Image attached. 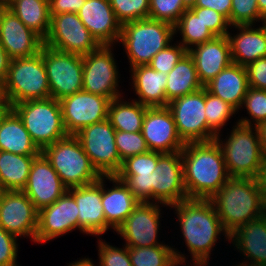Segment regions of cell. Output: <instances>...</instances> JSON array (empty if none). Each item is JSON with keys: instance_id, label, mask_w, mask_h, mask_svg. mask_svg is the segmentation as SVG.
I'll list each match as a JSON object with an SVG mask.
<instances>
[{"instance_id": "6da1fadb", "label": "cell", "mask_w": 266, "mask_h": 266, "mask_svg": "<svg viewBox=\"0 0 266 266\" xmlns=\"http://www.w3.org/2000/svg\"><path fill=\"white\" fill-rule=\"evenodd\" d=\"M175 209L180 231L190 254L191 266H209L211 252L221 235L230 242V234L224 229L209 199H185L168 207ZM220 236V237H219Z\"/></svg>"}, {"instance_id": "7a4b0ae2", "label": "cell", "mask_w": 266, "mask_h": 266, "mask_svg": "<svg viewBox=\"0 0 266 266\" xmlns=\"http://www.w3.org/2000/svg\"><path fill=\"white\" fill-rule=\"evenodd\" d=\"M181 156L188 198L210 199L230 178L222 150L215 140L187 142Z\"/></svg>"}, {"instance_id": "3957f363", "label": "cell", "mask_w": 266, "mask_h": 266, "mask_svg": "<svg viewBox=\"0 0 266 266\" xmlns=\"http://www.w3.org/2000/svg\"><path fill=\"white\" fill-rule=\"evenodd\" d=\"M209 200L229 234L266 213L258 178L230 177Z\"/></svg>"}, {"instance_id": "277c9868", "label": "cell", "mask_w": 266, "mask_h": 266, "mask_svg": "<svg viewBox=\"0 0 266 266\" xmlns=\"http://www.w3.org/2000/svg\"><path fill=\"white\" fill-rule=\"evenodd\" d=\"M223 134L214 139L220 146L230 177L259 178L265 156L257 127L233 125L231 133L223 140Z\"/></svg>"}, {"instance_id": "5b68a950", "label": "cell", "mask_w": 266, "mask_h": 266, "mask_svg": "<svg viewBox=\"0 0 266 266\" xmlns=\"http://www.w3.org/2000/svg\"><path fill=\"white\" fill-rule=\"evenodd\" d=\"M175 37L173 25L146 18L122 24L118 43L122 44L130 68H133L148 65Z\"/></svg>"}, {"instance_id": "8992f818", "label": "cell", "mask_w": 266, "mask_h": 266, "mask_svg": "<svg viewBox=\"0 0 266 266\" xmlns=\"http://www.w3.org/2000/svg\"><path fill=\"white\" fill-rule=\"evenodd\" d=\"M2 94L11 107L26 100L51 98L42 48L36 55L11 59Z\"/></svg>"}, {"instance_id": "52a82bcc", "label": "cell", "mask_w": 266, "mask_h": 266, "mask_svg": "<svg viewBox=\"0 0 266 266\" xmlns=\"http://www.w3.org/2000/svg\"><path fill=\"white\" fill-rule=\"evenodd\" d=\"M41 153L51 163L67 188L92 184L101 177L74 135H68L52 143Z\"/></svg>"}, {"instance_id": "ba28073f", "label": "cell", "mask_w": 266, "mask_h": 266, "mask_svg": "<svg viewBox=\"0 0 266 266\" xmlns=\"http://www.w3.org/2000/svg\"><path fill=\"white\" fill-rule=\"evenodd\" d=\"M21 118L34 143L45 147L68 136L59 100L54 98L26 100L11 107Z\"/></svg>"}, {"instance_id": "9c48e42d", "label": "cell", "mask_w": 266, "mask_h": 266, "mask_svg": "<svg viewBox=\"0 0 266 266\" xmlns=\"http://www.w3.org/2000/svg\"><path fill=\"white\" fill-rule=\"evenodd\" d=\"M115 132L109 120L105 119L86 126L74 135L101 176L115 175L122 165L115 144Z\"/></svg>"}, {"instance_id": "30bf717a", "label": "cell", "mask_w": 266, "mask_h": 266, "mask_svg": "<svg viewBox=\"0 0 266 266\" xmlns=\"http://www.w3.org/2000/svg\"><path fill=\"white\" fill-rule=\"evenodd\" d=\"M113 48V45H101L97 50L83 55V90L110 101L123 95Z\"/></svg>"}, {"instance_id": "8fae6325", "label": "cell", "mask_w": 266, "mask_h": 266, "mask_svg": "<svg viewBox=\"0 0 266 266\" xmlns=\"http://www.w3.org/2000/svg\"><path fill=\"white\" fill-rule=\"evenodd\" d=\"M42 57L47 71L51 98L63 97L83 90V56L62 52L46 45Z\"/></svg>"}, {"instance_id": "7c38bea8", "label": "cell", "mask_w": 266, "mask_h": 266, "mask_svg": "<svg viewBox=\"0 0 266 266\" xmlns=\"http://www.w3.org/2000/svg\"><path fill=\"white\" fill-rule=\"evenodd\" d=\"M180 138L185 142H209L216 134L207 126L205 87L168 103Z\"/></svg>"}, {"instance_id": "4fadbf2b", "label": "cell", "mask_w": 266, "mask_h": 266, "mask_svg": "<svg viewBox=\"0 0 266 266\" xmlns=\"http://www.w3.org/2000/svg\"><path fill=\"white\" fill-rule=\"evenodd\" d=\"M44 45L58 51L86 55L101 45L82 23L77 13L51 16L50 29Z\"/></svg>"}, {"instance_id": "5bb4252c", "label": "cell", "mask_w": 266, "mask_h": 266, "mask_svg": "<svg viewBox=\"0 0 266 266\" xmlns=\"http://www.w3.org/2000/svg\"><path fill=\"white\" fill-rule=\"evenodd\" d=\"M169 207L160 203H143L135 207L127 219L116 229L117 235L125 240L127 247H151L165 244L159 240L161 229V207Z\"/></svg>"}, {"instance_id": "9a60e30c", "label": "cell", "mask_w": 266, "mask_h": 266, "mask_svg": "<svg viewBox=\"0 0 266 266\" xmlns=\"http://www.w3.org/2000/svg\"><path fill=\"white\" fill-rule=\"evenodd\" d=\"M63 124L68 135H75L83 128L107 119L110 100L85 90L59 100Z\"/></svg>"}, {"instance_id": "2e32d148", "label": "cell", "mask_w": 266, "mask_h": 266, "mask_svg": "<svg viewBox=\"0 0 266 266\" xmlns=\"http://www.w3.org/2000/svg\"><path fill=\"white\" fill-rule=\"evenodd\" d=\"M0 227L16 237L32 239L38 227V210L23 191L0 192Z\"/></svg>"}, {"instance_id": "e0dca14e", "label": "cell", "mask_w": 266, "mask_h": 266, "mask_svg": "<svg viewBox=\"0 0 266 266\" xmlns=\"http://www.w3.org/2000/svg\"><path fill=\"white\" fill-rule=\"evenodd\" d=\"M188 199L183 180L181 151L159 153L152 172V203L172 206Z\"/></svg>"}, {"instance_id": "ac0fdd59", "label": "cell", "mask_w": 266, "mask_h": 266, "mask_svg": "<svg viewBox=\"0 0 266 266\" xmlns=\"http://www.w3.org/2000/svg\"><path fill=\"white\" fill-rule=\"evenodd\" d=\"M78 214L74 197L66 191L52 205L38 211L35 244H45L75 229L79 230Z\"/></svg>"}, {"instance_id": "d6986e66", "label": "cell", "mask_w": 266, "mask_h": 266, "mask_svg": "<svg viewBox=\"0 0 266 266\" xmlns=\"http://www.w3.org/2000/svg\"><path fill=\"white\" fill-rule=\"evenodd\" d=\"M141 133L150 151L173 153L186 144L179 136L171 111L167 107L147 108Z\"/></svg>"}, {"instance_id": "ffe728a7", "label": "cell", "mask_w": 266, "mask_h": 266, "mask_svg": "<svg viewBox=\"0 0 266 266\" xmlns=\"http://www.w3.org/2000/svg\"><path fill=\"white\" fill-rule=\"evenodd\" d=\"M67 189L51 163L41 153L33 160L26 186L22 191L39 211L52 205Z\"/></svg>"}, {"instance_id": "44dd1931", "label": "cell", "mask_w": 266, "mask_h": 266, "mask_svg": "<svg viewBox=\"0 0 266 266\" xmlns=\"http://www.w3.org/2000/svg\"><path fill=\"white\" fill-rule=\"evenodd\" d=\"M0 43L11 59L36 55L44 40L7 7L0 15Z\"/></svg>"}, {"instance_id": "7402d4cb", "label": "cell", "mask_w": 266, "mask_h": 266, "mask_svg": "<svg viewBox=\"0 0 266 266\" xmlns=\"http://www.w3.org/2000/svg\"><path fill=\"white\" fill-rule=\"evenodd\" d=\"M79 209V231L86 235L100 236L111 227L106 223L101 201V177L85 186L68 188Z\"/></svg>"}, {"instance_id": "603a6c76", "label": "cell", "mask_w": 266, "mask_h": 266, "mask_svg": "<svg viewBox=\"0 0 266 266\" xmlns=\"http://www.w3.org/2000/svg\"><path fill=\"white\" fill-rule=\"evenodd\" d=\"M77 14L100 45L115 46L118 43L122 25L109 0H86Z\"/></svg>"}, {"instance_id": "cb8c5ba5", "label": "cell", "mask_w": 266, "mask_h": 266, "mask_svg": "<svg viewBox=\"0 0 266 266\" xmlns=\"http://www.w3.org/2000/svg\"><path fill=\"white\" fill-rule=\"evenodd\" d=\"M188 53L194 59L196 71L203 86L232 63L227 36H216L210 41L192 47Z\"/></svg>"}, {"instance_id": "d4e9b609", "label": "cell", "mask_w": 266, "mask_h": 266, "mask_svg": "<svg viewBox=\"0 0 266 266\" xmlns=\"http://www.w3.org/2000/svg\"><path fill=\"white\" fill-rule=\"evenodd\" d=\"M112 182L110 189L105 184ZM101 201L106 223L115 232L139 204L127 186L115 175L101 176Z\"/></svg>"}, {"instance_id": "484cf974", "label": "cell", "mask_w": 266, "mask_h": 266, "mask_svg": "<svg viewBox=\"0 0 266 266\" xmlns=\"http://www.w3.org/2000/svg\"><path fill=\"white\" fill-rule=\"evenodd\" d=\"M255 24L232 25L230 29H237V34H227L232 63L246 66L260 58L266 57V30L261 23L255 28ZM233 35V36H232Z\"/></svg>"}, {"instance_id": "4316f807", "label": "cell", "mask_w": 266, "mask_h": 266, "mask_svg": "<svg viewBox=\"0 0 266 266\" xmlns=\"http://www.w3.org/2000/svg\"><path fill=\"white\" fill-rule=\"evenodd\" d=\"M230 243L244 256L242 263L266 266V213L237 228L230 234Z\"/></svg>"}, {"instance_id": "83f0119b", "label": "cell", "mask_w": 266, "mask_h": 266, "mask_svg": "<svg viewBox=\"0 0 266 266\" xmlns=\"http://www.w3.org/2000/svg\"><path fill=\"white\" fill-rule=\"evenodd\" d=\"M131 70V71H130ZM132 88L138 98L133 99L148 108L166 107L167 75L149 65L130 68Z\"/></svg>"}, {"instance_id": "f1b7e54d", "label": "cell", "mask_w": 266, "mask_h": 266, "mask_svg": "<svg viewBox=\"0 0 266 266\" xmlns=\"http://www.w3.org/2000/svg\"><path fill=\"white\" fill-rule=\"evenodd\" d=\"M204 87L208 92L229 103L239 112L249 89L245 67L231 63Z\"/></svg>"}, {"instance_id": "f546056e", "label": "cell", "mask_w": 266, "mask_h": 266, "mask_svg": "<svg viewBox=\"0 0 266 266\" xmlns=\"http://www.w3.org/2000/svg\"><path fill=\"white\" fill-rule=\"evenodd\" d=\"M0 151L20 155H40L18 114L10 108L0 120Z\"/></svg>"}, {"instance_id": "4dcf8cb0", "label": "cell", "mask_w": 266, "mask_h": 266, "mask_svg": "<svg viewBox=\"0 0 266 266\" xmlns=\"http://www.w3.org/2000/svg\"><path fill=\"white\" fill-rule=\"evenodd\" d=\"M203 87L196 71L194 59L187 52L167 74L166 107L172 100L196 92Z\"/></svg>"}, {"instance_id": "1f68e13d", "label": "cell", "mask_w": 266, "mask_h": 266, "mask_svg": "<svg viewBox=\"0 0 266 266\" xmlns=\"http://www.w3.org/2000/svg\"><path fill=\"white\" fill-rule=\"evenodd\" d=\"M37 156L0 151V189L22 191L26 186L32 162Z\"/></svg>"}, {"instance_id": "d6a6232c", "label": "cell", "mask_w": 266, "mask_h": 266, "mask_svg": "<svg viewBox=\"0 0 266 266\" xmlns=\"http://www.w3.org/2000/svg\"><path fill=\"white\" fill-rule=\"evenodd\" d=\"M7 8L43 40L46 38L51 20L48 0H9Z\"/></svg>"}, {"instance_id": "836d02e7", "label": "cell", "mask_w": 266, "mask_h": 266, "mask_svg": "<svg viewBox=\"0 0 266 266\" xmlns=\"http://www.w3.org/2000/svg\"><path fill=\"white\" fill-rule=\"evenodd\" d=\"M173 247L168 244L128 247V253L132 266H190L186 254Z\"/></svg>"}, {"instance_id": "e575fe53", "label": "cell", "mask_w": 266, "mask_h": 266, "mask_svg": "<svg viewBox=\"0 0 266 266\" xmlns=\"http://www.w3.org/2000/svg\"><path fill=\"white\" fill-rule=\"evenodd\" d=\"M147 108L135 100L127 102L123 95L110 101L107 119L117 131L141 132Z\"/></svg>"}, {"instance_id": "d590c367", "label": "cell", "mask_w": 266, "mask_h": 266, "mask_svg": "<svg viewBox=\"0 0 266 266\" xmlns=\"http://www.w3.org/2000/svg\"><path fill=\"white\" fill-rule=\"evenodd\" d=\"M178 33L182 39L176 42L187 51L216 37L202 22L200 15H196L191 9H187L174 25V35L177 36Z\"/></svg>"}, {"instance_id": "8d00e7d4", "label": "cell", "mask_w": 266, "mask_h": 266, "mask_svg": "<svg viewBox=\"0 0 266 266\" xmlns=\"http://www.w3.org/2000/svg\"><path fill=\"white\" fill-rule=\"evenodd\" d=\"M238 111L221 98L214 96L205 88V116L207 126L216 134L222 133V129L231 117Z\"/></svg>"}, {"instance_id": "74e56055", "label": "cell", "mask_w": 266, "mask_h": 266, "mask_svg": "<svg viewBox=\"0 0 266 266\" xmlns=\"http://www.w3.org/2000/svg\"><path fill=\"white\" fill-rule=\"evenodd\" d=\"M247 109L248 117H241L237 120L239 124L257 127L266 121V90L249 87L241 108Z\"/></svg>"}, {"instance_id": "f35d334b", "label": "cell", "mask_w": 266, "mask_h": 266, "mask_svg": "<svg viewBox=\"0 0 266 266\" xmlns=\"http://www.w3.org/2000/svg\"><path fill=\"white\" fill-rule=\"evenodd\" d=\"M109 2L121 25L148 18L149 0H109Z\"/></svg>"}, {"instance_id": "ab89813d", "label": "cell", "mask_w": 266, "mask_h": 266, "mask_svg": "<svg viewBox=\"0 0 266 266\" xmlns=\"http://www.w3.org/2000/svg\"><path fill=\"white\" fill-rule=\"evenodd\" d=\"M186 10L183 0H149L148 18L174 26Z\"/></svg>"}, {"instance_id": "60d3db41", "label": "cell", "mask_w": 266, "mask_h": 266, "mask_svg": "<svg viewBox=\"0 0 266 266\" xmlns=\"http://www.w3.org/2000/svg\"><path fill=\"white\" fill-rule=\"evenodd\" d=\"M115 144L121 161L149 151L141 132H115Z\"/></svg>"}, {"instance_id": "b9f144b4", "label": "cell", "mask_w": 266, "mask_h": 266, "mask_svg": "<svg viewBox=\"0 0 266 266\" xmlns=\"http://www.w3.org/2000/svg\"><path fill=\"white\" fill-rule=\"evenodd\" d=\"M134 197L143 203H152V174H115Z\"/></svg>"}, {"instance_id": "7bdbcfd3", "label": "cell", "mask_w": 266, "mask_h": 266, "mask_svg": "<svg viewBox=\"0 0 266 266\" xmlns=\"http://www.w3.org/2000/svg\"><path fill=\"white\" fill-rule=\"evenodd\" d=\"M257 0H232L230 25H247L262 22ZM257 22V23H256Z\"/></svg>"}, {"instance_id": "ee69618b", "label": "cell", "mask_w": 266, "mask_h": 266, "mask_svg": "<svg viewBox=\"0 0 266 266\" xmlns=\"http://www.w3.org/2000/svg\"><path fill=\"white\" fill-rule=\"evenodd\" d=\"M97 238L99 264L96 266H132L128 247L125 244L119 248Z\"/></svg>"}, {"instance_id": "f6af8a7d", "label": "cell", "mask_w": 266, "mask_h": 266, "mask_svg": "<svg viewBox=\"0 0 266 266\" xmlns=\"http://www.w3.org/2000/svg\"><path fill=\"white\" fill-rule=\"evenodd\" d=\"M187 52L180 43H171L160 50L148 65L167 75Z\"/></svg>"}, {"instance_id": "bcb514c9", "label": "cell", "mask_w": 266, "mask_h": 266, "mask_svg": "<svg viewBox=\"0 0 266 266\" xmlns=\"http://www.w3.org/2000/svg\"><path fill=\"white\" fill-rule=\"evenodd\" d=\"M158 162V152L148 151L122 161L116 174H152Z\"/></svg>"}, {"instance_id": "7dc6e473", "label": "cell", "mask_w": 266, "mask_h": 266, "mask_svg": "<svg viewBox=\"0 0 266 266\" xmlns=\"http://www.w3.org/2000/svg\"><path fill=\"white\" fill-rule=\"evenodd\" d=\"M196 15H200L202 22L215 36H227L231 25L229 21L213 9L203 7L190 8Z\"/></svg>"}, {"instance_id": "c3c4849f", "label": "cell", "mask_w": 266, "mask_h": 266, "mask_svg": "<svg viewBox=\"0 0 266 266\" xmlns=\"http://www.w3.org/2000/svg\"><path fill=\"white\" fill-rule=\"evenodd\" d=\"M18 237L0 227V266H20L17 263Z\"/></svg>"}, {"instance_id": "681fc988", "label": "cell", "mask_w": 266, "mask_h": 266, "mask_svg": "<svg viewBox=\"0 0 266 266\" xmlns=\"http://www.w3.org/2000/svg\"><path fill=\"white\" fill-rule=\"evenodd\" d=\"M249 87L266 90V57L245 66Z\"/></svg>"}, {"instance_id": "f907efd6", "label": "cell", "mask_w": 266, "mask_h": 266, "mask_svg": "<svg viewBox=\"0 0 266 266\" xmlns=\"http://www.w3.org/2000/svg\"><path fill=\"white\" fill-rule=\"evenodd\" d=\"M86 0H48L50 16L62 13H77Z\"/></svg>"}, {"instance_id": "816d5d0a", "label": "cell", "mask_w": 266, "mask_h": 266, "mask_svg": "<svg viewBox=\"0 0 266 266\" xmlns=\"http://www.w3.org/2000/svg\"><path fill=\"white\" fill-rule=\"evenodd\" d=\"M195 7L213 9L223 15L230 24L232 0H197Z\"/></svg>"}, {"instance_id": "f5cc1de1", "label": "cell", "mask_w": 266, "mask_h": 266, "mask_svg": "<svg viewBox=\"0 0 266 266\" xmlns=\"http://www.w3.org/2000/svg\"><path fill=\"white\" fill-rule=\"evenodd\" d=\"M11 58L0 43V85L6 80Z\"/></svg>"}, {"instance_id": "db71d44e", "label": "cell", "mask_w": 266, "mask_h": 266, "mask_svg": "<svg viewBox=\"0 0 266 266\" xmlns=\"http://www.w3.org/2000/svg\"><path fill=\"white\" fill-rule=\"evenodd\" d=\"M257 129H258L259 136H260L261 148H262L263 154L266 158V121L260 123L257 126Z\"/></svg>"}, {"instance_id": "11a10c76", "label": "cell", "mask_w": 266, "mask_h": 266, "mask_svg": "<svg viewBox=\"0 0 266 266\" xmlns=\"http://www.w3.org/2000/svg\"><path fill=\"white\" fill-rule=\"evenodd\" d=\"M258 179H259L261 190H262V197L266 205V159H265V162L261 170V174Z\"/></svg>"}, {"instance_id": "9f6ffc18", "label": "cell", "mask_w": 266, "mask_h": 266, "mask_svg": "<svg viewBox=\"0 0 266 266\" xmlns=\"http://www.w3.org/2000/svg\"><path fill=\"white\" fill-rule=\"evenodd\" d=\"M11 108L7 98L1 94L0 95V120L3 118V116L8 112V110Z\"/></svg>"}, {"instance_id": "6f0895ef", "label": "cell", "mask_w": 266, "mask_h": 266, "mask_svg": "<svg viewBox=\"0 0 266 266\" xmlns=\"http://www.w3.org/2000/svg\"><path fill=\"white\" fill-rule=\"evenodd\" d=\"M68 266H96L95 262L92 260V258L84 257L77 261H73L72 263H69Z\"/></svg>"}, {"instance_id": "680465c9", "label": "cell", "mask_w": 266, "mask_h": 266, "mask_svg": "<svg viewBox=\"0 0 266 266\" xmlns=\"http://www.w3.org/2000/svg\"><path fill=\"white\" fill-rule=\"evenodd\" d=\"M257 3L260 16L264 18L266 16V0H257Z\"/></svg>"}, {"instance_id": "91938a15", "label": "cell", "mask_w": 266, "mask_h": 266, "mask_svg": "<svg viewBox=\"0 0 266 266\" xmlns=\"http://www.w3.org/2000/svg\"><path fill=\"white\" fill-rule=\"evenodd\" d=\"M197 0H183V4L187 9L195 7Z\"/></svg>"}, {"instance_id": "94428289", "label": "cell", "mask_w": 266, "mask_h": 266, "mask_svg": "<svg viewBox=\"0 0 266 266\" xmlns=\"http://www.w3.org/2000/svg\"><path fill=\"white\" fill-rule=\"evenodd\" d=\"M6 7H7V3L4 0H0V15Z\"/></svg>"}, {"instance_id": "6125c7cd", "label": "cell", "mask_w": 266, "mask_h": 266, "mask_svg": "<svg viewBox=\"0 0 266 266\" xmlns=\"http://www.w3.org/2000/svg\"><path fill=\"white\" fill-rule=\"evenodd\" d=\"M232 266H234V265H232ZM235 266H256V265H250V264H245V263H242V261H241V263L239 262V264H235Z\"/></svg>"}, {"instance_id": "be15d7a7", "label": "cell", "mask_w": 266, "mask_h": 266, "mask_svg": "<svg viewBox=\"0 0 266 266\" xmlns=\"http://www.w3.org/2000/svg\"><path fill=\"white\" fill-rule=\"evenodd\" d=\"M261 24L264 26V28H265V30H266V16L263 18Z\"/></svg>"}, {"instance_id": "e7e4bbea", "label": "cell", "mask_w": 266, "mask_h": 266, "mask_svg": "<svg viewBox=\"0 0 266 266\" xmlns=\"http://www.w3.org/2000/svg\"><path fill=\"white\" fill-rule=\"evenodd\" d=\"M2 94V86L0 85V95Z\"/></svg>"}]
</instances>
